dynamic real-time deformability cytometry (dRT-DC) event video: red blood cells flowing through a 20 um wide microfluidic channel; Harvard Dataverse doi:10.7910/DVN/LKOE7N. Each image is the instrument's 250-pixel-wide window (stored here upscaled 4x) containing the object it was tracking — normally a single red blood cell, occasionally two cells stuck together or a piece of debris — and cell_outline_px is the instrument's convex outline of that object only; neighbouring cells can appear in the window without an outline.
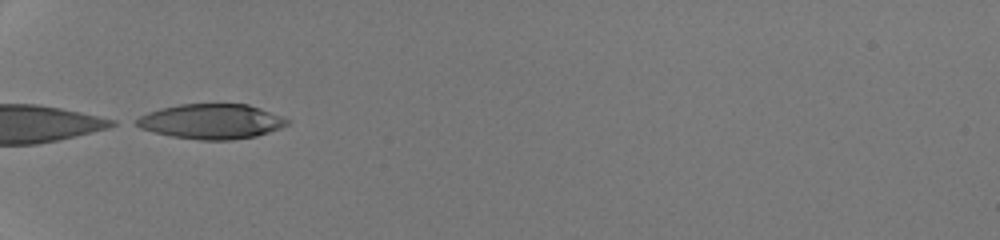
{"species": "human", "species_latin": "Homo sapiens", "temperature_condition": "room temperature", "stored_images_in_passage": 30, "camera_frame_rate_fps": 3000, "um_per_image_px": 0.085, "donor": {"sex": "male"}, "frame": {"image": 1, "passage_image": 1, "time_ms": 0.0, "image_size_px": [1000, 240], "cell_outline_px": [[292, 120], [288, 124], [280, 128], [256, 136], [232, 140], [200, 140], [172, 136], [140, 128], [132, 124], [132, 120], [148, 112], [160, 108], [180, 104], [248, 104], [260, 108]], "centroid_in_image_um": [17.94, 10.32], "position_along_channel_um": 67.1, "area_um2": 30.81}}
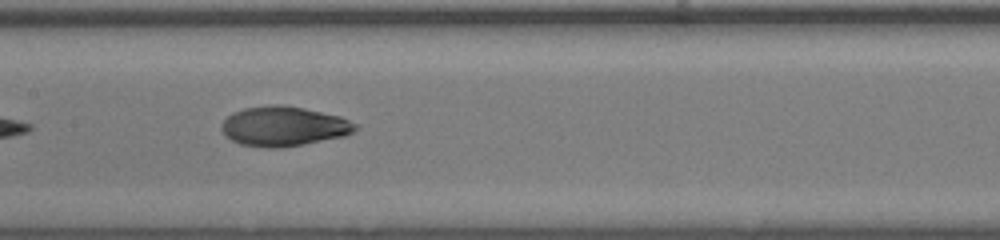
{"frame": {"image": 2, "passage_image": 10, "time_ms": 3.0, "image_size_px": [1000, 240], "cell_outline_px": [[360, 128], [344, 136], [304, 144], [280, 148], [268, 148], [240, 144], [232, 140], [220, 128], [220, 124], [232, 112], [244, 108], [276, 104], [280, 104], [304, 108], [340, 116], [360, 124]], "centroid_in_image_um": [24.15, 10.73], "position_along_channel_um": 183.3, "area_um2": 31.1}}
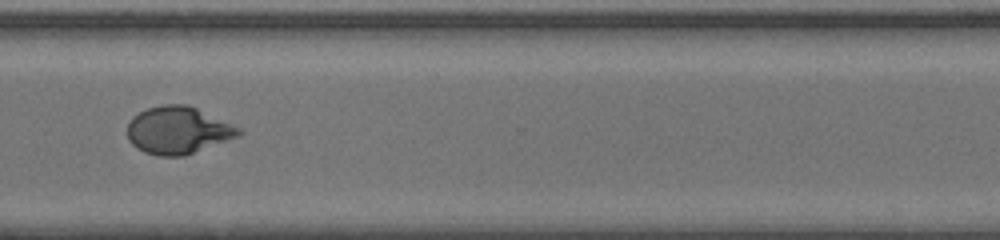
{"frame": {"image": 3, "passage_image": 22, "time_ms": 7.0, "image_size_px": [1000, 240], "cell_outline_px": [[244, 132], [240, 136], [184, 156], [160, 156], [144, 152], [136, 148], [128, 140], [128, 124], [132, 116], [148, 108], [164, 104], [188, 104], [240, 128]], "centroid_in_image_um": [15.13, 11.08], "position_along_channel_um": 355.5, "area_um2": 30.75}, "authors_computed_cell_mechanics": {"area_um2": 30.6918, "velocity_mm_per_s": 4.2936, "shape_relaxation_time_tau1_ms": 5.0424, "shape_relaxation_time_tau2_ms": 1.1629, "deformation_change_tau1": 0.2605, "deformation_change_tau2": 0.0567}}